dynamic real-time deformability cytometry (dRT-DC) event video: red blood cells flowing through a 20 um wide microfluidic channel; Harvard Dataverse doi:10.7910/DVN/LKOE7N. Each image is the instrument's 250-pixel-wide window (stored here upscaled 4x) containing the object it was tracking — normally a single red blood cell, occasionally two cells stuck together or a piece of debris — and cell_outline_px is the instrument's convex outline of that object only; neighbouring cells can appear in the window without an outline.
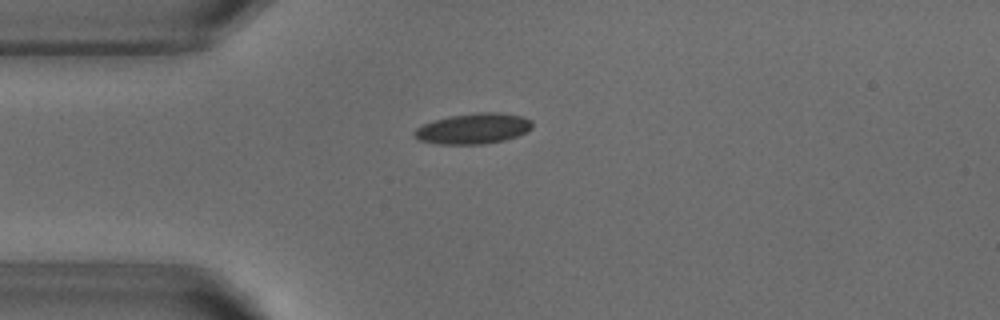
{"species": "common noctule bat (a hibernating species)", "species_latin": "Nyctalus noctula", "temperature_condition": "warm", "stored_images_in_passage": 40, "camera_frame_rate_fps": 3000, "um_per_image_px": 0.085, "animal": {"sex": "male", "body_mass_g": 18.8}, "frame": {"image": 1, "passage_image": 1, "time_ms": 0.0, "image_size_px": [1000, 320], "cell_outline_px": [[532, 128], [516, 136], [504, 140], [484, 144], [440, 144], [416, 140], [412, 136], [416, 128], [432, 120], [448, 116], [476, 112], [500, 112], [524, 116], [532, 120]], "centroid_in_image_um": [40.21, 10.92], "position_along_channel_um": 44.8, "area_um2": 21.27}}
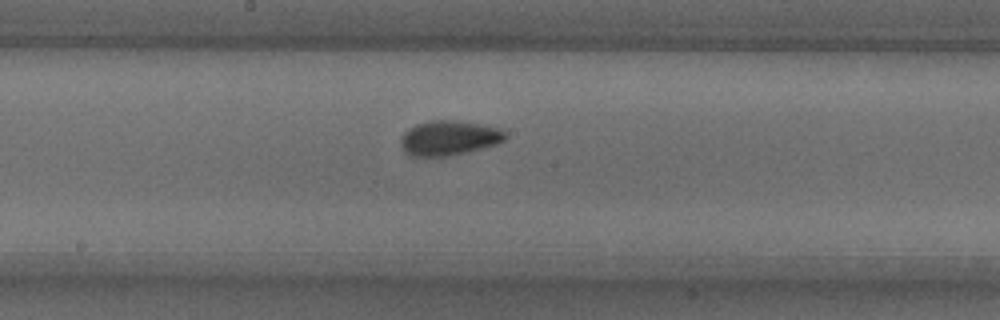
{"frame": {"image": 2, "passage_image": 15, "time_ms": 4.667, "image_size_px": [1000, 320], "cell_outline_px": [[508, 136], [504, 140], [496, 144], [448, 156], [412, 156], [404, 152], [400, 144], [400, 136], [408, 128], [416, 124], [428, 120], [456, 120], [500, 128], [508, 132]], "centroid_in_image_um": [38.13, 11.71], "position_along_channel_um": 210.1, "area_um2": 21.27}}
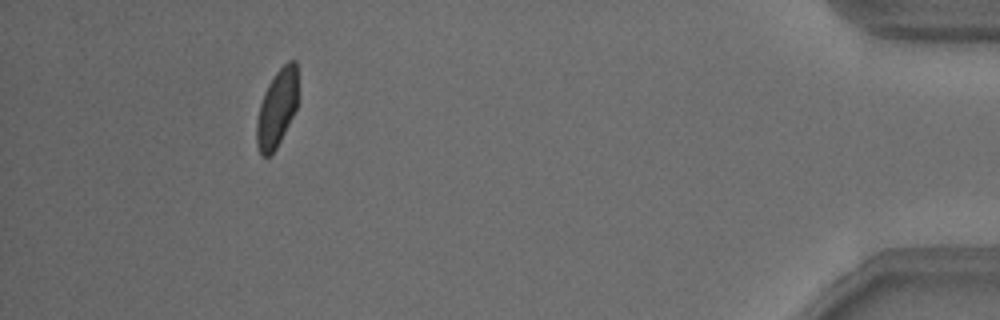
{"frame": {"image": 3, "passage_image": 36, "time_ms": 11.667, "image_size_px": [1000, 320], "cell_outline_px": [[296, 108], [276, 148], [268, 156], [260, 156], [256, 144], [256, 120], [260, 104], [264, 92], [268, 84], [276, 72], [288, 60], [296, 60]], "centroid_in_image_um": [23.49, 9.22], "position_along_channel_um": 411.7, "area_um2": 18.32}}